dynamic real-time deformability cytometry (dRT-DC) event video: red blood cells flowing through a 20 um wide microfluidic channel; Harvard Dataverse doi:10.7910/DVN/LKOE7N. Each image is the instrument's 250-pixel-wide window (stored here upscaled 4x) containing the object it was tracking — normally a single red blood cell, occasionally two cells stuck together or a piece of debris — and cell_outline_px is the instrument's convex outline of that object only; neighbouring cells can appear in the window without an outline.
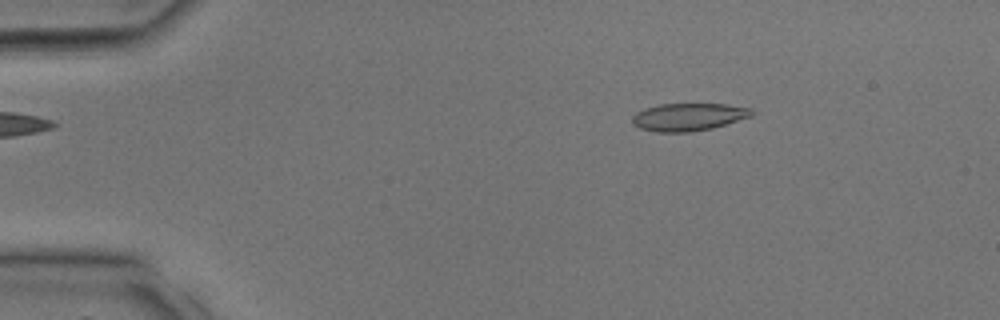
{"species": "common noctule bat (a hibernating species)", "species_latin": "Nyctalus noctula", "temperature_condition": "room temperature", "stored_images_in_passage": 30, "camera_frame_rate_fps": 3000, "um_per_image_px": 0.085, "animal": {"sex": "male", "body_mass_g": 17.9, "forearm_length_mm": 54.2}, "frame": {"image": 1, "passage_image": 2, "time_ms": 0.333, "image_size_px": [1000, 320], "cell_outline_px": [[756, 112], [752, 116], [712, 128], [692, 132], [656, 132], [640, 128], [632, 124], [632, 116], [636, 112], [644, 108], [660, 104], [724, 104], [752, 108]], "centroid_in_image_um": [58.52, 9.94], "position_along_channel_um": 26.5, "area_um2": 19.36}}
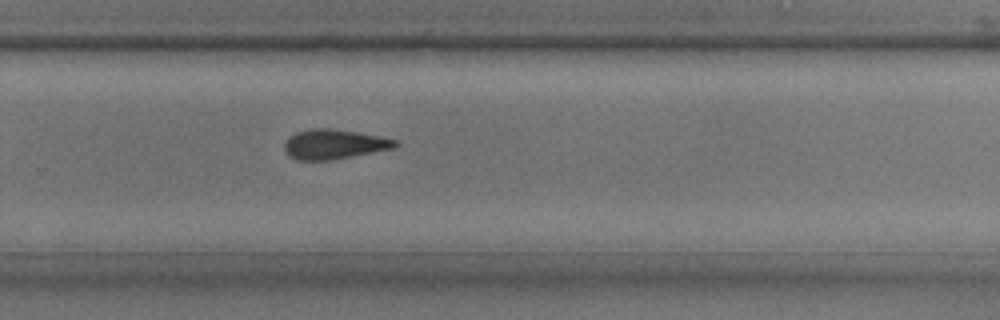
{"frame": {"image": 2, "passage_image": 19, "time_ms": 6.0, "image_size_px": [1000, 320], "cell_outline_px": [[400, 144], [396, 148], [328, 160], [296, 160], [288, 156], [284, 152], [284, 144], [288, 136], [296, 132], [312, 128], [332, 128], [380, 136], [396, 140]], "centroid_in_image_um": [28.37, 12.25], "position_along_channel_um": 301.4, "area_um2": 19.31}}
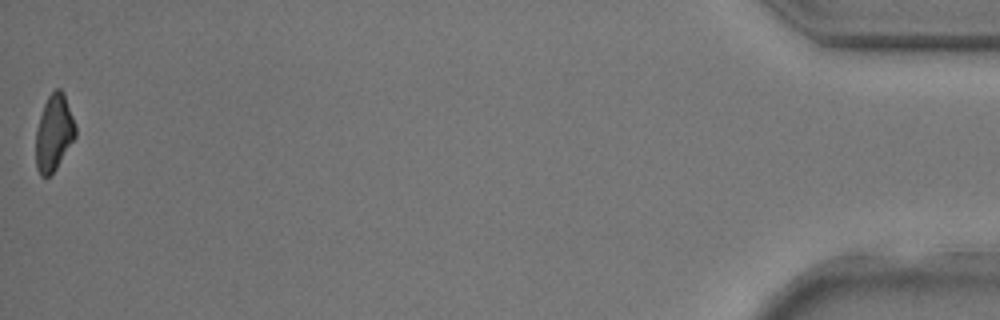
{"frame": {"image": 3, "passage_image": 30, "time_ms": 9.667, "image_size_px": [1000, 320], "cell_outline_px": [[76, 136], [56, 168], [48, 176], [40, 176], [36, 168], [36, 132], [40, 116], [44, 104], [48, 96], [56, 88], [60, 88], [64, 92], [76, 124]], "centroid_in_image_um": [4.59, 11.26], "position_along_channel_um": 430.6, "area_um2": 17.57}}